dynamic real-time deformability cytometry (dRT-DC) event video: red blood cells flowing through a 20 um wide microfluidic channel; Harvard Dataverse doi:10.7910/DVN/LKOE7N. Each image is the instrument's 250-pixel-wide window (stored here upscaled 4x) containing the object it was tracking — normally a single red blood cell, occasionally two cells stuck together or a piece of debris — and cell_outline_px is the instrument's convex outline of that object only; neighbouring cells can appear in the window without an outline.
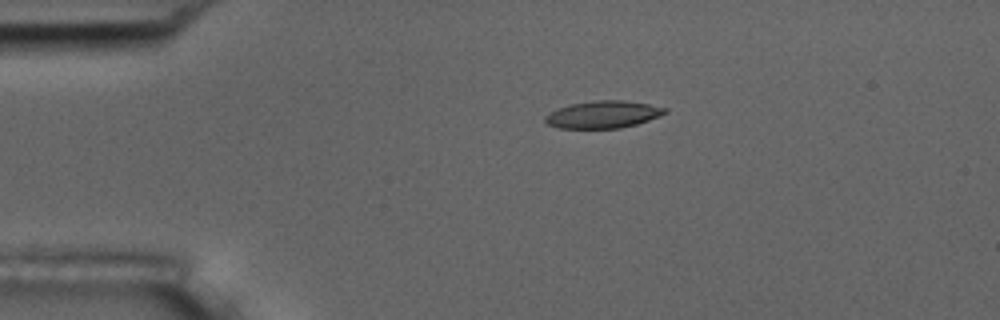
{"species": "common noctule bat (a hibernating species)", "species_latin": "Nyctalus noctula", "temperature_condition": "room temperature", "stored_images_in_passage": 10, "camera_frame_rate_fps": 3000, "um_per_image_px": 0.085, "animal": {"sex": "male", "body_mass_g": 17.5, "forearm_length_mm": 52.3}, "frame": {"image": 1, "passage_image": 4, "time_ms": 3.667, "image_size_px": [1000, 320], "cell_outline_px": [[668, 112], [660, 116], [636, 124], [620, 128], [556, 128], [548, 124], [544, 120], [544, 116], [556, 108], [568, 104], [592, 100], [624, 100], [648, 104], [668, 108]], "centroid_in_image_um": [51.24, 9.72], "position_along_channel_um": 33.8, "area_um2": 19.25}}
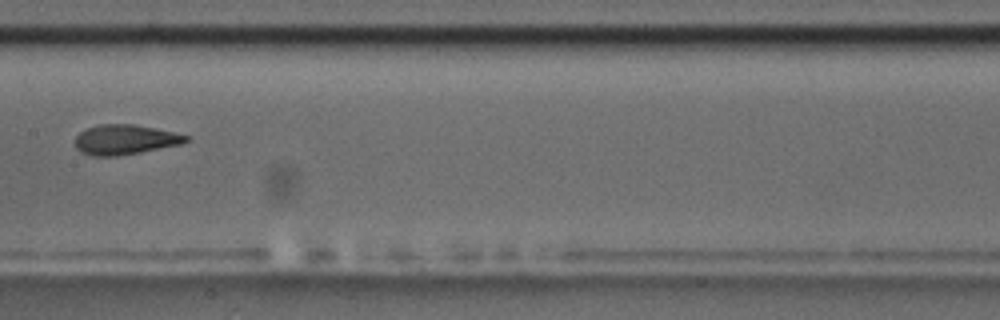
{"frame": {"image": 2, "passage_image": 9, "time_ms": 9.333, "image_size_px": [1000, 320], "cell_outline_px": [[192, 140], [180, 144], [140, 152], [116, 156], [92, 156], [80, 152], [76, 148], [76, 136], [80, 132], [88, 128], [100, 124], [132, 124], [192, 136]], "centroid_in_image_um": [10.64, 11.87], "position_along_channel_um": 196.8, "area_um2": 19.19}}
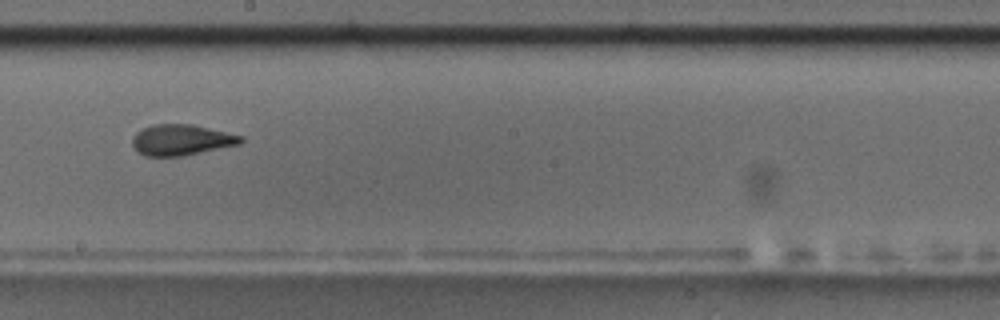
{"frame": {"image": 3, "passage_image": 10, "time_ms": 10.333, "image_size_px": [1000, 320], "cell_outline_px": [[244, 140], [240, 144], [184, 156], [144, 156], [132, 148], [132, 136], [136, 132], [152, 124], [192, 124], [244, 136]], "centroid_in_image_um": [15.4, 11.9], "position_along_channel_um": 232.8, "area_um2": 19.71}}